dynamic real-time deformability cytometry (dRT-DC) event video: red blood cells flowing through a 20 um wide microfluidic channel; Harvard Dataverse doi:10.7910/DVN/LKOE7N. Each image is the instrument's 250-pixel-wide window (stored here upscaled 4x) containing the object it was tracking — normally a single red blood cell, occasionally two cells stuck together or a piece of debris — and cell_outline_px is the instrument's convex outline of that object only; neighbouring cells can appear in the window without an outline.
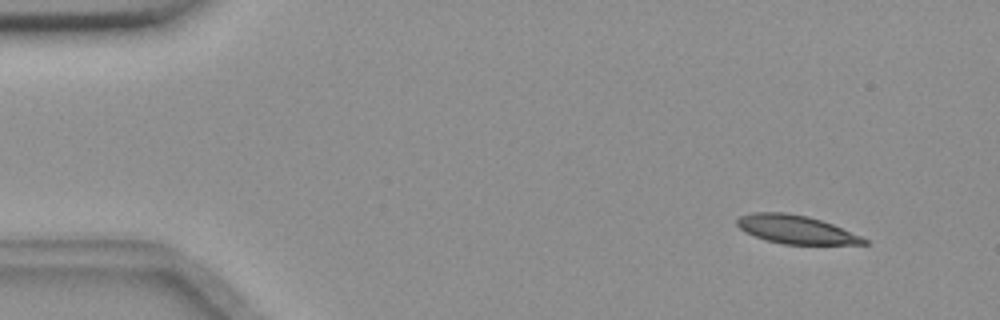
{"species": "common noctule bat (a hibernating species)", "species_latin": "Nyctalus noctula", "temperature_condition": "room temperature", "stored_images_in_passage": 5, "camera_frame_rate_fps": 3000, "um_per_image_px": 0.085, "animal": {"sex": "female", "body_mass_g": 18.4}, "frame": {"image": 1, "passage_image": 2, "time_ms": 0.333, "image_size_px": [1000, 320], "cell_outline_px": [[868, 244], [784, 244], [764, 240], [744, 232], [736, 224], [736, 220], [740, 216], [752, 212], [788, 212], [808, 216], [832, 224], [860, 236], [868, 240]], "centroid_in_image_um": [67.6, 19.5], "position_along_channel_um": 17.4, "area_um2": 20.98}}